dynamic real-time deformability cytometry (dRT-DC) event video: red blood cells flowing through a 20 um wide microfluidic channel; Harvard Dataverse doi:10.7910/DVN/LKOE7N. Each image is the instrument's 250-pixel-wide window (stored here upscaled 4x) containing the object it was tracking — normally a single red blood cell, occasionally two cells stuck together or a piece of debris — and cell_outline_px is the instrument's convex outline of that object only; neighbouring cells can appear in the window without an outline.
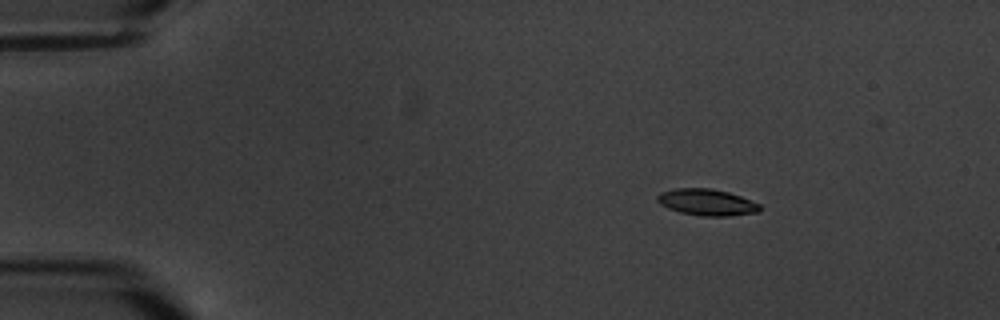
{"species": "common noctule bat (a hibernating species)", "species_latin": "Nyctalus noctula", "temperature_condition": "warm", "stored_images_in_passage": 5, "camera_frame_rate_fps": 3000, "um_per_image_px": 0.085, "animal": {"sex": "male", "body_mass_g": 20.1, "forearm_length_mm": 53.5}, "frame": {"image": 1, "passage_image": 1, "time_ms": 0.0, "image_size_px": [1000, 320], "cell_outline_px": [[760, 212], [732, 216], [700, 216], [680, 212], [668, 208], [660, 204], [656, 200], [656, 196], [660, 192], [676, 188], [712, 188], [728, 192], [740, 196], [760, 204]], "centroid_in_image_um": [60.07, 17.19], "position_along_channel_um": 24.9, "area_um2": 15.95}}
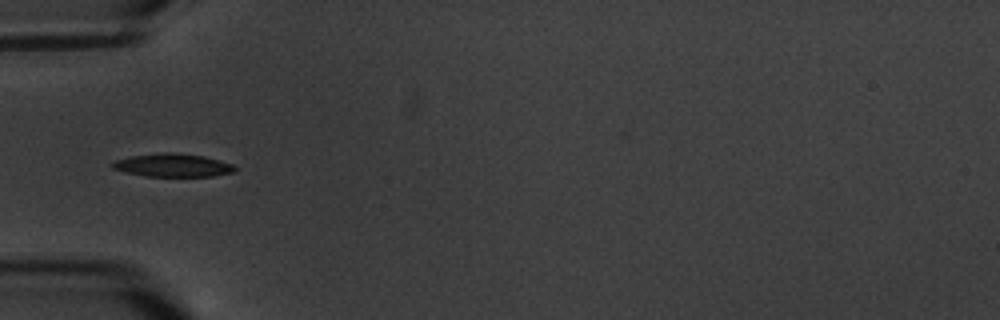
{"frame": {"image": 2, "passage_image": 4, "time_ms": 3.667, "image_size_px": [1000, 320], "cell_outline_px": [[236, 172], [212, 176], [144, 176], [112, 168], [108, 164], [116, 160], [132, 156], [164, 152], [172, 152], [204, 156], [220, 160], [232, 164], [236, 168]], "centroid_in_image_um": [14.7, 14.04], "position_along_channel_um": 70.3, "area_um2": 16.47}}